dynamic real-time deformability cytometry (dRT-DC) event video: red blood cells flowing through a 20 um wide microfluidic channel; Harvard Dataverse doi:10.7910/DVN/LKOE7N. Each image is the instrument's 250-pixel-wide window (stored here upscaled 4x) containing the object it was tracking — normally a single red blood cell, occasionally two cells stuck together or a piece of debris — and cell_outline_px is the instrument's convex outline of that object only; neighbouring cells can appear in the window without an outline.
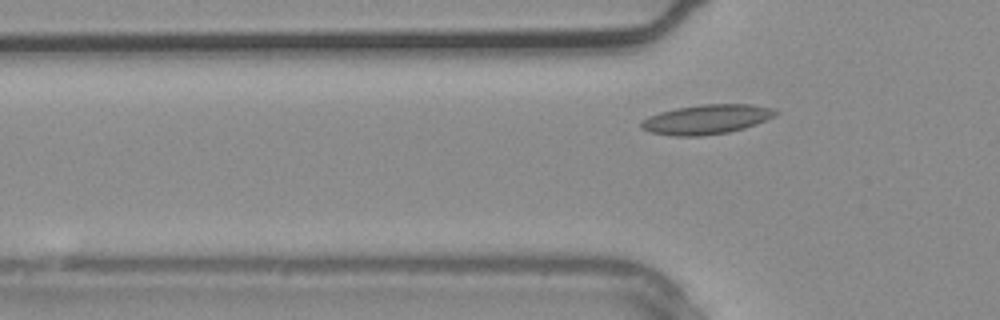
{"species": "common noctule bat (a hibernating species)", "species_latin": "Nyctalus noctula", "temperature_condition": "warm", "stored_images_in_passage": 2, "camera_frame_rate_fps": 3000, "um_per_image_px": 0.085, "animal": {"sex": "male", "body_mass_g": 20.4}, "frame": {"image": 1, "passage_image": 2, "time_ms": 0.333, "image_size_px": [1000, 320], "cell_outline_px": [[780, 112], [756, 124], [744, 128], [728, 132], [700, 136], [672, 136], [648, 132], [640, 128], [640, 120], [648, 116], [660, 112], [676, 108], [704, 104], [748, 104], [772, 108]], "centroid_in_image_um": [59.98, 10.15], "position_along_channel_um": 65.8, "area_um2": 23.12}}